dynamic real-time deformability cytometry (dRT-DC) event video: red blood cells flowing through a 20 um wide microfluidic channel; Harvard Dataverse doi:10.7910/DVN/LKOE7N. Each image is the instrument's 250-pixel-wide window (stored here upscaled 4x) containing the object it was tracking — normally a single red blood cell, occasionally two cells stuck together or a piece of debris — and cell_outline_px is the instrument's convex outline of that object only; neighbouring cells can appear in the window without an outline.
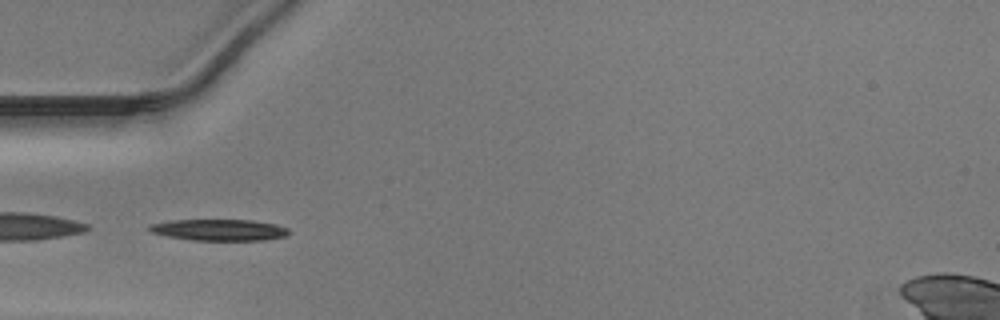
{"species": "Egyptian fruit bat (a non-hibernating species)", "species_latin": "Rousettus aegyptiacus", "temperature_condition": "warm", "stored_images_in_passage": 41, "segment_of_instrument_passage": [2, 2], "camera_frame_rate_fps": 3000, "um_per_image_px": 0.085, "animal": {"sex": "male"}, "frame": {"image": 1, "passage_image": 8, "time_ms": 2.333, "image_size_px": [1000, 320], "cell_outline_px": [[288, 232], [284, 236], [264, 240], [192, 240], [168, 236], [152, 232], [148, 228], [148, 224], [172, 220], [252, 220], [276, 224], [288, 228]], "centroid_in_image_um": [18.61, 19.53], "position_along_channel_um": 66.4, "area_um2": 17.22}}
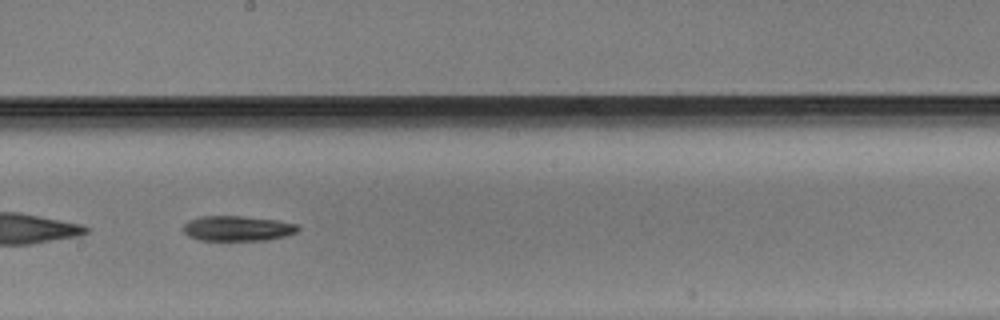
{"frame": {"image": 2, "passage_image": 20, "time_ms": 6.333, "image_size_px": [1000, 320], "cell_outline_px": [[300, 228], [296, 232], [284, 236], [264, 240], [200, 240], [188, 236], [184, 232], [184, 224], [188, 220], [200, 216], [244, 216], [276, 220], [296, 224]], "centroid_in_image_um": [20.16, 19.41], "position_along_channel_um": 228.0, "area_um2": 16.7}}
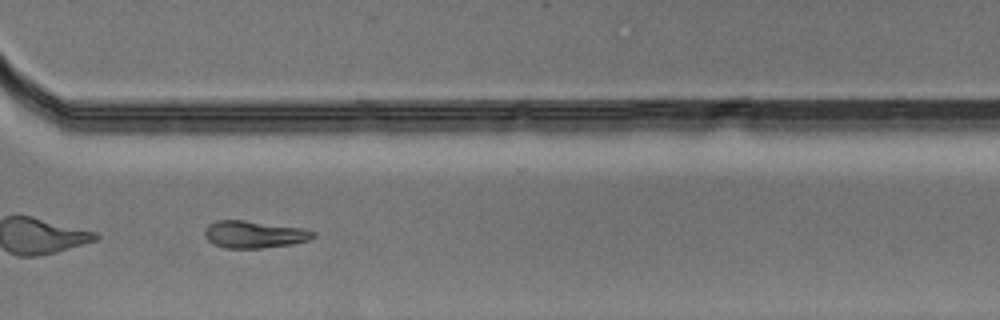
{"frame": {"image": 3, "passage_image": 29, "time_ms": 9.333, "image_size_px": [1000, 320], "cell_outline_px": [[316, 236], [308, 240], [292, 244], [260, 248], [224, 248], [212, 244], [204, 236], [204, 228], [208, 224], [216, 220], [244, 220], [304, 228], [316, 232]], "centroid_in_image_um": [21.58, 19.92], "position_along_channel_um": 349.0, "area_um2": 17.4}}